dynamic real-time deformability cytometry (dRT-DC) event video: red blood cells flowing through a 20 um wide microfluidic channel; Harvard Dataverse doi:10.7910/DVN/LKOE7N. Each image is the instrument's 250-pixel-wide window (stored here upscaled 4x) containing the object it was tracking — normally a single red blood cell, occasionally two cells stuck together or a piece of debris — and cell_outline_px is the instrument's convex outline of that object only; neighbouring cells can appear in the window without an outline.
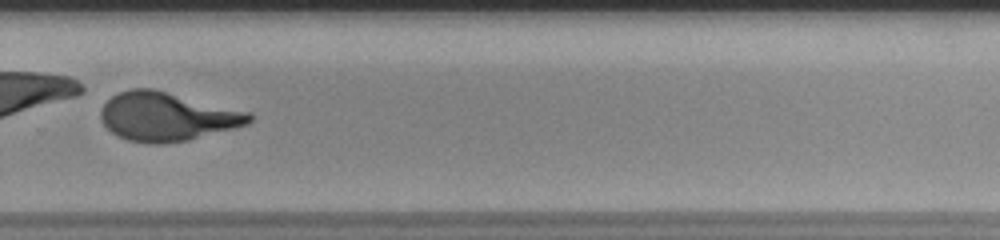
{"species": "human", "species_latin": "Homo sapiens", "temperature_condition": "room temperature", "stored_images_in_passage": 27, "camera_frame_rate_fps": 3000, "um_per_image_px": 0.085, "donor": {"sex": "male"}, "frame": {"image": 1, "passage_image": 20, "time_ms": 6.333, "image_size_px": [1000, 240], "cell_outline_px": [[252, 120], [248, 124], [188, 140], [164, 144], [148, 144], [128, 140], [112, 132], [104, 124], [100, 116], [100, 112], [104, 104], [112, 96], [120, 92], [132, 88], [152, 88], [248, 112], [252, 116]], "centroid_in_image_um": [14.16, 9.92], "position_along_channel_um": 315.6, "area_um2": 41.62}}
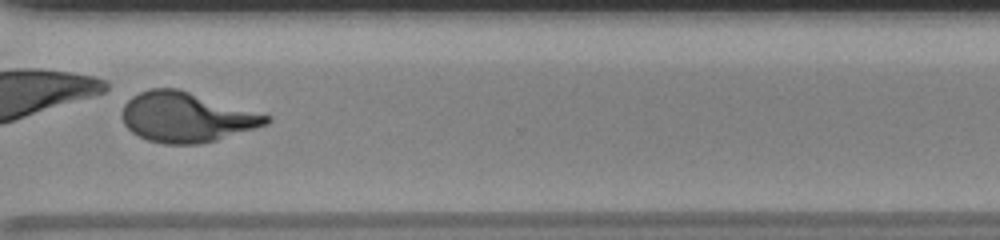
{"frame": {"image": 2, "passage_image": 23, "time_ms": 7.333, "image_size_px": [1000, 240], "cell_outline_px": [[272, 120], [268, 124], [216, 140], [196, 144], [164, 144], [148, 140], [132, 132], [124, 124], [124, 104], [132, 96], [140, 92], [152, 88], [176, 88], [268, 116]], "centroid_in_image_um": [15.81, 9.97], "position_along_channel_um": 354.8, "area_um2": 40.98}}